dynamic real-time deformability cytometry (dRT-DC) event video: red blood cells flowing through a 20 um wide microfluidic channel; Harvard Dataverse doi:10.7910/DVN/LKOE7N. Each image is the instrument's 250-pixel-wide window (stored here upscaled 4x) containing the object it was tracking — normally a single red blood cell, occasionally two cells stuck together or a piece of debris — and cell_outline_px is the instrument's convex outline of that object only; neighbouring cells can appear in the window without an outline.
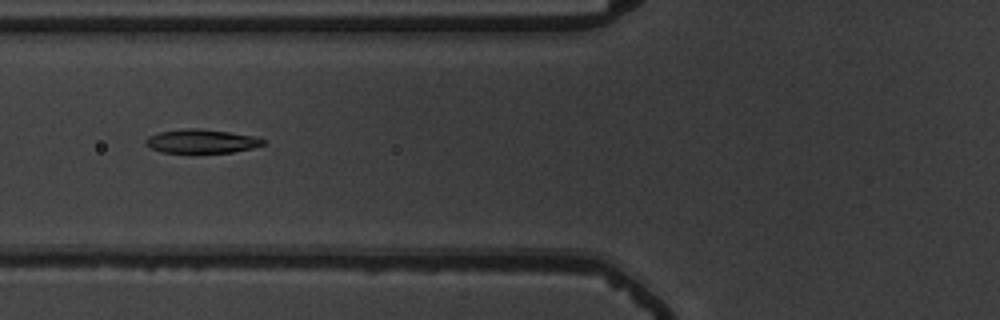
{"species": "common noctule bat (a hibernating species)", "species_latin": "Nyctalus noctula", "temperature_condition": "warm", "stored_images_in_passage": 45, "camera_frame_rate_fps": 3000, "um_per_image_px": 0.085, "animal": {"sex": "male", "body_mass_g": 19.5, "forearm_length_mm": 54.6}, "frame": {"image": 1, "passage_image": 12, "time_ms": 3.667, "image_size_px": [1000, 320], "cell_outline_px": [[264, 144], [252, 148], [232, 152], [160, 152], [144, 144], [144, 140], [148, 136], [160, 132], [188, 128], [200, 128], [228, 132], [252, 136], [264, 140]], "centroid_in_image_um": [17.08, 12.0], "position_along_channel_um": 108.7, "area_um2": 16.01}}
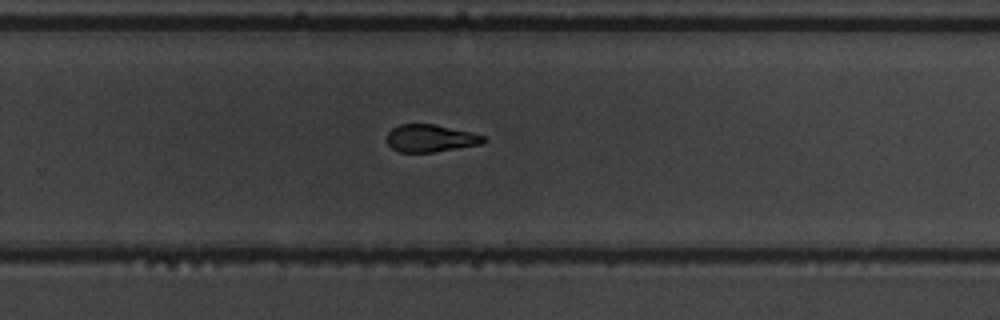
{"frame": {"image": 2, "passage_image": 27, "time_ms": 8.667, "image_size_px": [1000, 320], "cell_outline_px": [[488, 140], [480, 144], [432, 152], [400, 152], [392, 148], [388, 144], [388, 132], [392, 128], [400, 124], [432, 124], [468, 132], [484, 136]], "centroid_in_image_um": [36.56, 11.75], "position_along_channel_um": 293.2, "area_um2": 15.09}}
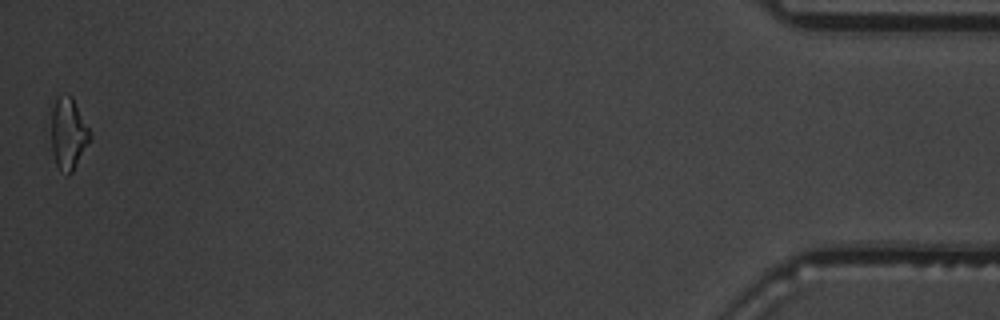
{"frame": {"image": 3, "passage_image": 45, "time_ms": 14.667, "image_size_px": [1000, 320], "cell_outline_px": [[92, 140], [72, 172], [68, 176], [60, 172], [56, 164], [44, 128], [56, 96], [72, 96], [92, 136]], "centroid_in_image_um": [5.69, 11.38], "position_along_channel_um": 429.5, "area_um2": 17.57}, "authors_computed_cell_mechanics": {"area_um2": 16.184, "velocity_mm_per_s": 3.7021, "shape_relaxation_time_tau1_ms": 3.2471, "shape_relaxation_time_tau2_ms": 2.9881, "deformation_change_tau1": 0.1496, "deformation_change_tau2": 0.1045}}